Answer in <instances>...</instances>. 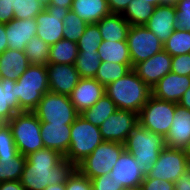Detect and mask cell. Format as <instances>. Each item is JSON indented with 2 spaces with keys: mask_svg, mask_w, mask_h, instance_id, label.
Masks as SVG:
<instances>
[{
  "mask_svg": "<svg viewBox=\"0 0 190 190\" xmlns=\"http://www.w3.org/2000/svg\"><path fill=\"white\" fill-rule=\"evenodd\" d=\"M18 154L11 128L5 122L0 128V156H17Z\"/></svg>",
  "mask_w": 190,
  "mask_h": 190,
  "instance_id": "39",
  "label": "cell"
},
{
  "mask_svg": "<svg viewBox=\"0 0 190 190\" xmlns=\"http://www.w3.org/2000/svg\"><path fill=\"white\" fill-rule=\"evenodd\" d=\"M172 120L164 138L165 146L183 149L190 142V110L177 104Z\"/></svg>",
  "mask_w": 190,
  "mask_h": 190,
  "instance_id": "19",
  "label": "cell"
},
{
  "mask_svg": "<svg viewBox=\"0 0 190 190\" xmlns=\"http://www.w3.org/2000/svg\"><path fill=\"white\" fill-rule=\"evenodd\" d=\"M156 6L144 0H132L122 16L131 26H145Z\"/></svg>",
  "mask_w": 190,
  "mask_h": 190,
  "instance_id": "28",
  "label": "cell"
},
{
  "mask_svg": "<svg viewBox=\"0 0 190 190\" xmlns=\"http://www.w3.org/2000/svg\"><path fill=\"white\" fill-rule=\"evenodd\" d=\"M131 69L126 64L108 63L101 61L94 79L105 87L126 75Z\"/></svg>",
  "mask_w": 190,
  "mask_h": 190,
  "instance_id": "33",
  "label": "cell"
},
{
  "mask_svg": "<svg viewBox=\"0 0 190 190\" xmlns=\"http://www.w3.org/2000/svg\"><path fill=\"white\" fill-rule=\"evenodd\" d=\"M45 6L39 0H12V9L14 10V19L35 18Z\"/></svg>",
  "mask_w": 190,
  "mask_h": 190,
  "instance_id": "37",
  "label": "cell"
},
{
  "mask_svg": "<svg viewBox=\"0 0 190 190\" xmlns=\"http://www.w3.org/2000/svg\"><path fill=\"white\" fill-rule=\"evenodd\" d=\"M49 91L70 96L81 77L75 65L48 63Z\"/></svg>",
  "mask_w": 190,
  "mask_h": 190,
  "instance_id": "16",
  "label": "cell"
},
{
  "mask_svg": "<svg viewBox=\"0 0 190 190\" xmlns=\"http://www.w3.org/2000/svg\"><path fill=\"white\" fill-rule=\"evenodd\" d=\"M73 0H50L48 5L60 6L71 9Z\"/></svg>",
  "mask_w": 190,
  "mask_h": 190,
  "instance_id": "51",
  "label": "cell"
},
{
  "mask_svg": "<svg viewBox=\"0 0 190 190\" xmlns=\"http://www.w3.org/2000/svg\"><path fill=\"white\" fill-rule=\"evenodd\" d=\"M70 146L64 158L76 166L104 140L100 129L79 115L71 124Z\"/></svg>",
  "mask_w": 190,
  "mask_h": 190,
  "instance_id": "6",
  "label": "cell"
},
{
  "mask_svg": "<svg viewBox=\"0 0 190 190\" xmlns=\"http://www.w3.org/2000/svg\"><path fill=\"white\" fill-rule=\"evenodd\" d=\"M117 110L115 103L105 94L94 106L86 109L80 115L95 126H100Z\"/></svg>",
  "mask_w": 190,
  "mask_h": 190,
  "instance_id": "30",
  "label": "cell"
},
{
  "mask_svg": "<svg viewBox=\"0 0 190 190\" xmlns=\"http://www.w3.org/2000/svg\"><path fill=\"white\" fill-rule=\"evenodd\" d=\"M12 0H0V23L8 24L14 19Z\"/></svg>",
  "mask_w": 190,
  "mask_h": 190,
  "instance_id": "45",
  "label": "cell"
},
{
  "mask_svg": "<svg viewBox=\"0 0 190 190\" xmlns=\"http://www.w3.org/2000/svg\"><path fill=\"white\" fill-rule=\"evenodd\" d=\"M40 2H42L44 5H48L50 3V0H39Z\"/></svg>",
  "mask_w": 190,
  "mask_h": 190,
  "instance_id": "56",
  "label": "cell"
},
{
  "mask_svg": "<svg viewBox=\"0 0 190 190\" xmlns=\"http://www.w3.org/2000/svg\"><path fill=\"white\" fill-rule=\"evenodd\" d=\"M77 166L56 150L43 148L26 156L20 182L24 190H44L66 183Z\"/></svg>",
  "mask_w": 190,
  "mask_h": 190,
  "instance_id": "1",
  "label": "cell"
},
{
  "mask_svg": "<svg viewBox=\"0 0 190 190\" xmlns=\"http://www.w3.org/2000/svg\"><path fill=\"white\" fill-rule=\"evenodd\" d=\"M77 56V43L63 38L59 40L57 43L50 46L48 63L74 65Z\"/></svg>",
  "mask_w": 190,
  "mask_h": 190,
  "instance_id": "29",
  "label": "cell"
},
{
  "mask_svg": "<svg viewBox=\"0 0 190 190\" xmlns=\"http://www.w3.org/2000/svg\"><path fill=\"white\" fill-rule=\"evenodd\" d=\"M178 105L190 110V88L183 94Z\"/></svg>",
  "mask_w": 190,
  "mask_h": 190,
  "instance_id": "50",
  "label": "cell"
},
{
  "mask_svg": "<svg viewBox=\"0 0 190 190\" xmlns=\"http://www.w3.org/2000/svg\"><path fill=\"white\" fill-rule=\"evenodd\" d=\"M124 150L123 143L103 141L77 165V169L89 179L108 174Z\"/></svg>",
  "mask_w": 190,
  "mask_h": 190,
  "instance_id": "8",
  "label": "cell"
},
{
  "mask_svg": "<svg viewBox=\"0 0 190 190\" xmlns=\"http://www.w3.org/2000/svg\"><path fill=\"white\" fill-rule=\"evenodd\" d=\"M171 72L179 76H190V53L172 56Z\"/></svg>",
  "mask_w": 190,
  "mask_h": 190,
  "instance_id": "43",
  "label": "cell"
},
{
  "mask_svg": "<svg viewBox=\"0 0 190 190\" xmlns=\"http://www.w3.org/2000/svg\"><path fill=\"white\" fill-rule=\"evenodd\" d=\"M44 190H65V183L48 185Z\"/></svg>",
  "mask_w": 190,
  "mask_h": 190,
  "instance_id": "52",
  "label": "cell"
},
{
  "mask_svg": "<svg viewBox=\"0 0 190 190\" xmlns=\"http://www.w3.org/2000/svg\"><path fill=\"white\" fill-rule=\"evenodd\" d=\"M124 146L146 172L158 160L161 150L165 147V141L162 136L137 124L128 135Z\"/></svg>",
  "mask_w": 190,
  "mask_h": 190,
  "instance_id": "4",
  "label": "cell"
},
{
  "mask_svg": "<svg viewBox=\"0 0 190 190\" xmlns=\"http://www.w3.org/2000/svg\"><path fill=\"white\" fill-rule=\"evenodd\" d=\"M98 56L103 62L126 64L132 69L127 41H102L98 48Z\"/></svg>",
  "mask_w": 190,
  "mask_h": 190,
  "instance_id": "26",
  "label": "cell"
},
{
  "mask_svg": "<svg viewBox=\"0 0 190 190\" xmlns=\"http://www.w3.org/2000/svg\"><path fill=\"white\" fill-rule=\"evenodd\" d=\"M101 59L98 52L78 51L75 68L81 78H94L100 67Z\"/></svg>",
  "mask_w": 190,
  "mask_h": 190,
  "instance_id": "35",
  "label": "cell"
},
{
  "mask_svg": "<svg viewBox=\"0 0 190 190\" xmlns=\"http://www.w3.org/2000/svg\"><path fill=\"white\" fill-rule=\"evenodd\" d=\"M174 190H190V166L180 178L174 182Z\"/></svg>",
  "mask_w": 190,
  "mask_h": 190,
  "instance_id": "47",
  "label": "cell"
},
{
  "mask_svg": "<svg viewBox=\"0 0 190 190\" xmlns=\"http://www.w3.org/2000/svg\"><path fill=\"white\" fill-rule=\"evenodd\" d=\"M15 81L0 79V119L8 122L20 112L19 102L14 88Z\"/></svg>",
  "mask_w": 190,
  "mask_h": 190,
  "instance_id": "27",
  "label": "cell"
},
{
  "mask_svg": "<svg viewBox=\"0 0 190 190\" xmlns=\"http://www.w3.org/2000/svg\"><path fill=\"white\" fill-rule=\"evenodd\" d=\"M7 35V49L25 50L26 44L36 36L37 23L35 18L31 19H13L5 24Z\"/></svg>",
  "mask_w": 190,
  "mask_h": 190,
  "instance_id": "20",
  "label": "cell"
},
{
  "mask_svg": "<svg viewBox=\"0 0 190 190\" xmlns=\"http://www.w3.org/2000/svg\"><path fill=\"white\" fill-rule=\"evenodd\" d=\"M0 190H24L20 180L0 182Z\"/></svg>",
  "mask_w": 190,
  "mask_h": 190,
  "instance_id": "48",
  "label": "cell"
},
{
  "mask_svg": "<svg viewBox=\"0 0 190 190\" xmlns=\"http://www.w3.org/2000/svg\"><path fill=\"white\" fill-rule=\"evenodd\" d=\"M65 190H92V182L76 169L66 181Z\"/></svg>",
  "mask_w": 190,
  "mask_h": 190,
  "instance_id": "41",
  "label": "cell"
},
{
  "mask_svg": "<svg viewBox=\"0 0 190 190\" xmlns=\"http://www.w3.org/2000/svg\"><path fill=\"white\" fill-rule=\"evenodd\" d=\"M177 104L151 95L138 113V124L165 138L172 125Z\"/></svg>",
  "mask_w": 190,
  "mask_h": 190,
  "instance_id": "7",
  "label": "cell"
},
{
  "mask_svg": "<svg viewBox=\"0 0 190 190\" xmlns=\"http://www.w3.org/2000/svg\"><path fill=\"white\" fill-rule=\"evenodd\" d=\"M7 123L20 154L26 157L44 148L40 121L34 112H18Z\"/></svg>",
  "mask_w": 190,
  "mask_h": 190,
  "instance_id": "5",
  "label": "cell"
},
{
  "mask_svg": "<svg viewBox=\"0 0 190 190\" xmlns=\"http://www.w3.org/2000/svg\"><path fill=\"white\" fill-rule=\"evenodd\" d=\"M126 190L141 187L145 171L139 166L131 153L124 150L113 169L108 173Z\"/></svg>",
  "mask_w": 190,
  "mask_h": 190,
  "instance_id": "15",
  "label": "cell"
},
{
  "mask_svg": "<svg viewBox=\"0 0 190 190\" xmlns=\"http://www.w3.org/2000/svg\"><path fill=\"white\" fill-rule=\"evenodd\" d=\"M70 11L69 8L46 5L36 17V36L49 46L63 39V20Z\"/></svg>",
  "mask_w": 190,
  "mask_h": 190,
  "instance_id": "12",
  "label": "cell"
},
{
  "mask_svg": "<svg viewBox=\"0 0 190 190\" xmlns=\"http://www.w3.org/2000/svg\"><path fill=\"white\" fill-rule=\"evenodd\" d=\"M127 44L133 67L164 49V44L145 26H130Z\"/></svg>",
  "mask_w": 190,
  "mask_h": 190,
  "instance_id": "11",
  "label": "cell"
},
{
  "mask_svg": "<svg viewBox=\"0 0 190 190\" xmlns=\"http://www.w3.org/2000/svg\"><path fill=\"white\" fill-rule=\"evenodd\" d=\"M189 167L183 149L164 147L158 160L145 172V178L175 182Z\"/></svg>",
  "mask_w": 190,
  "mask_h": 190,
  "instance_id": "10",
  "label": "cell"
},
{
  "mask_svg": "<svg viewBox=\"0 0 190 190\" xmlns=\"http://www.w3.org/2000/svg\"><path fill=\"white\" fill-rule=\"evenodd\" d=\"M164 50L171 56L190 53V31L175 29L164 43Z\"/></svg>",
  "mask_w": 190,
  "mask_h": 190,
  "instance_id": "32",
  "label": "cell"
},
{
  "mask_svg": "<svg viewBox=\"0 0 190 190\" xmlns=\"http://www.w3.org/2000/svg\"><path fill=\"white\" fill-rule=\"evenodd\" d=\"M5 122L2 120V119H0V128H1V126L4 124Z\"/></svg>",
  "mask_w": 190,
  "mask_h": 190,
  "instance_id": "58",
  "label": "cell"
},
{
  "mask_svg": "<svg viewBox=\"0 0 190 190\" xmlns=\"http://www.w3.org/2000/svg\"><path fill=\"white\" fill-rule=\"evenodd\" d=\"M44 148L53 149L65 156L69 150L71 124L40 122Z\"/></svg>",
  "mask_w": 190,
  "mask_h": 190,
  "instance_id": "22",
  "label": "cell"
},
{
  "mask_svg": "<svg viewBox=\"0 0 190 190\" xmlns=\"http://www.w3.org/2000/svg\"><path fill=\"white\" fill-rule=\"evenodd\" d=\"M175 24L176 6L159 5L156 6L145 27L164 44L175 30Z\"/></svg>",
  "mask_w": 190,
  "mask_h": 190,
  "instance_id": "21",
  "label": "cell"
},
{
  "mask_svg": "<svg viewBox=\"0 0 190 190\" xmlns=\"http://www.w3.org/2000/svg\"><path fill=\"white\" fill-rule=\"evenodd\" d=\"M175 29L190 31V0H178Z\"/></svg>",
  "mask_w": 190,
  "mask_h": 190,
  "instance_id": "40",
  "label": "cell"
},
{
  "mask_svg": "<svg viewBox=\"0 0 190 190\" xmlns=\"http://www.w3.org/2000/svg\"><path fill=\"white\" fill-rule=\"evenodd\" d=\"M132 0H107L109 10L113 14H123Z\"/></svg>",
  "mask_w": 190,
  "mask_h": 190,
  "instance_id": "46",
  "label": "cell"
},
{
  "mask_svg": "<svg viewBox=\"0 0 190 190\" xmlns=\"http://www.w3.org/2000/svg\"><path fill=\"white\" fill-rule=\"evenodd\" d=\"M171 65L172 56L163 49L149 59L136 64L133 70L152 89L160 79L171 72Z\"/></svg>",
  "mask_w": 190,
  "mask_h": 190,
  "instance_id": "14",
  "label": "cell"
},
{
  "mask_svg": "<svg viewBox=\"0 0 190 190\" xmlns=\"http://www.w3.org/2000/svg\"><path fill=\"white\" fill-rule=\"evenodd\" d=\"M20 112H33L49 91L46 65H30L14 84Z\"/></svg>",
  "mask_w": 190,
  "mask_h": 190,
  "instance_id": "3",
  "label": "cell"
},
{
  "mask_svg": "<svg viewBox=\"0 0 190 190\" xmlns=\"http://www.w3.org/2000/svg\"><path fill=\"white\" fill-rule=\"evenodd\" d=\"M7 49L5 24L0 23V55Z\"/></svg>",
  "mask_w": 190,
  "mask_h": 190,
  "instance_id": "49",
  "label": "cell"
},
{
  "mask_svg": "<svg viewBox=\"0 0 190 190\" xmlns=\"http://www.w3.org/2000/svg\"><path fill=\"white\" fill-rule=\"evenodd\" d=\"M138 124V114L117 109L100 126V133L104 141L125 143L128 135Z\"/></svg>",
  "mask_w": 190,
  "mask_h": 190,
  "instance_id": "13",
  "label": "cell"
},
{
  "mask_svg": "<svg viewBox=\"0 0 190 190\" xmlns=\"http://www.w3.org/2000/svg\"><path fill=\"white\" fill-rule=\"evenodd\" d=\"M30 65L23 51L8 48L0 55V79L16 82Z\"/></svg>",
  "mask_w": 190,
  "mask_h": 190,
  "instance_id": "23",
  "label": "cell"
},
{
  "mask_svg": "<svg viewBox=\"0 0 190 190\" xmlns=\"http://www.w3.org/2000/svg\"><path fill=\"white\" fill-rule=\"evenodd\" d=\"M103 41H127L130 24L121 14L111 13L96 23Z\"/></svg>",
  "mask_w": 190,
  "mask_h": 190,
  "instance_id": "24",
  "label": "cell"
},
{
  "mask_svg": "<svg viewBox=\"0 0 190 190\" xmlns=\"http://www.w3.org/2000/svg\"><path fill=\"white\" fill-rule=\"evenodd\" d=\"M141 187L143 190H174V182L162 181L156 178H144Z\"/></svg>",
  "mask_w": 190,
  "mask_h": 190,
  "instance_id": "44",
  "label": "cell"
},
{
  "mask_svg": "<svg viewBox=\"0 0 190 190\" xmlns=\"http://www.w3.org/2000/svg\"><path fill=\"white\" fill-rule=\"evenodd\" d=\"M190 88V76L168 73L151 89V95L165 101L178 103Z\"/></svg>",
  "mask_w": 190,
  "mask_h": 190,
  "instance_id": "18",
  "label": "cell"
},
{
  "mask_svg": "<svg viewBox=\"0 0 190 190\" xmlns=\"http://www.w3.org/2000/svg\"><path fill=\"white\" fill-rule=\"evenodd\" d=\"M178 0H162V5L176 6Z\"/></svg>",
  "mask_w": 190,
  "mask_h": 190,
  "instance_id": "54",
  "label": "cell"
},
{
  "mask_svg": "<svg viewBox=\"0 0 190 190\" xmlns=\"http://www.w3.org/2000/svg\"><path fill=\"white\" fill-rule=\"evenodd\" d=\"M102 41V35L98 25L96 23L87 24L84 34L77 42L78 51L98 52V48Z\"/></svg>",
  "mask_w": 190,
  "mask_h": 190,
  "instance_id": "38",
  "label": "cell"
},
{
  "mask_svg": "<svg viewBox=\"0 0 190 190\" xmlns=\"http://www.w3.org/2000/svg\"><path fill=\"white\" fill-rule=\"evenodd\" d=\"M25 162L26 157L20 153L17 156H0V182L20 180Z\"/></svg>",
  "mask_w": 190,
  "mask_h": 190,
  "instance_id": "31",
  "label": "cell"
},
{
  "mask_svg": "<svg viewBox=\"0 0 190 190\" xmlns=\"http://www.w3.org/2000/svg\"><path fill=\"white\" fill-rule=\"evenodd\" d=\"M40 122L72 124L80 115L71 103L70 97L48 91L42 96L33 111Z\"/></svg>",
  "mask_w": 190,
  "mask_h": 190,
  "instance_id": "9",
  "label": "cell"
},
{
  "mask_svg": "<svg viewBox=\"0 0 190 190\" xmlns=\"http://www.w3.org/2000/svg\"><path fill=\"white\" fill-rule=\"evenodd\" d=\"M71 10L87 24L97 23L111 14L107 0H73Z\"/></svg>",
  "mask_w": 190,
  "mask_h": 190,
  "instance_id": "25",
  "label": "cell"
},
{
  "mask_svg": "<svg viewBox=\"0 0 190 190\" xmlns=\"http://www.w3.org/2000/svg\"><path fill=\"white\" fill-rule=\"evenodd\" d=\"M50 46L41 38L33 37L25 46L24 53L31 65H47Z\"/></svg>",
  "mask_w": 190,
  "mask_h": 190,
  "instance_id": "34",
  "label": "cell"
},
{
  "mask_svg": "<svg viewBox=\"0 0 190 190\" xmlns=\"http://www.w3.org/2000/svg\"><path fill=\"white\" fill-rule=\"evenodd\" d=\"M63 25V38L77 43L84 34L87 23L70 9L63 20Z\"/></svg>",
  "mask_w": 190,
  "mask_h": 190,
  "instance_id": "36",
  "label": "cell"
},
{
  "mask_svg": "<svg viewBox=\"0 0 190 190\" xmlns=\"http://www.w3.org/2000/svg\"><path fill=\"white\" fill-rule=\"evenodd\" d=\"M184 153L186 155V159L188 161V164L190 166V142L183 148Z\"/></svg>",
  "mask_w": 190,
  "mask_h": 190,
  "instance_id": "53",
  "label": "cell"
},
{
  "mask_svg": "<svg viewBox=\"0 0 190 190\" xmlns=\"http://www.w3.org/2000/svg\"><path fill=\"white\" fill-rule=\"evenodd\" d=\"M90 180L92 182V190H126L122 184H118L109 174H104Z\"/></svg>",
  "mask_w": 190,
  "mask_h": 190,
  "instance_id": "42",
  "label": "cell"
},
{
  "mask_svg": "<svg viewBox=\"0 0 190 190\" xmlns=\"http://www.w3.org/2000/svg\"><path fill=\"white\" fill-rule=\"evenodd\" d=\"M106 95L115 103L117 109L139 113L151 96L149 88L131 69L117 81L105 87Z\"/></svg>",
  "mask_w": 190,
  "mask_h": 190,
  "instance_id": "2",
  "label": "cell"
},
{
  "mask_svg": "<svg viewBox=\"0 0 190 190\" xmlns=\"http://www.w3.org/2000/svg\"><path fill=\"white\" fill-rule=\"evenodd\" d=\"M144 1H148L155 6L162 5V0H144Z\"/></svg>",
  "mask_w": 190,
  "mask_h": 190,
  "instance_id": "55",
  "label": "cell"
},
{
  "mask_svg": "<svg viewBox=\"0 0 190 190\" xmlns=\"http://www.w3.org/2000/svg\"><path fill=\"white\" fill-rule=\"evenodd\" d=\"M105 94V86L96 79L81 78L69 97L74 108L81 114Z\"/></svg>",
  "mask_w": 190,
  "mask_h": 190,
  "instance_id": "17",
  "label": "cell"
},
{
  "mask_svg": "<svg viewBox=\"0 0 190 190\" xmlns=\"http://www.w3.org/2000/svg\"><path fill=\"white\" fill-rule=\"evenodd\" d=\"M131 190H143V188L142 187H138V188H133Z\"/></svg>",
  "mask_w": 190,
  "mask_h": 190,
  "instance_id": "57",
  "label": "cell"
}]
</instances>
